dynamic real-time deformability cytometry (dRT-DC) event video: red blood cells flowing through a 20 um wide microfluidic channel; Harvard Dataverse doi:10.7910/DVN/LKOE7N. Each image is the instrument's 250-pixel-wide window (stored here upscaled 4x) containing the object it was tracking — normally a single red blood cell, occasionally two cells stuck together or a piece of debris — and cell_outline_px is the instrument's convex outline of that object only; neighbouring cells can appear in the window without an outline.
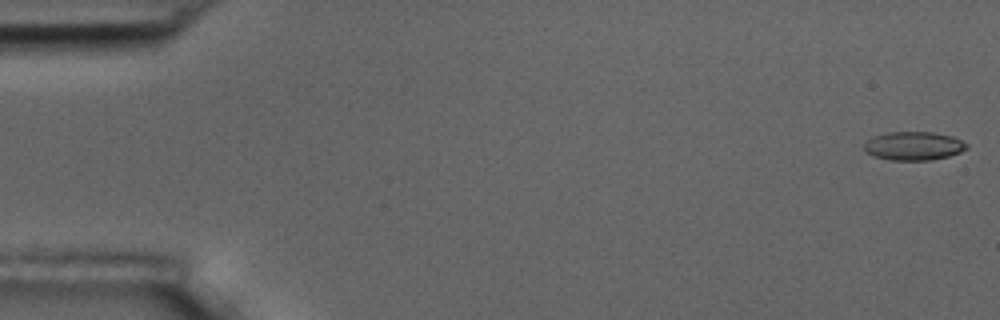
{"species": "common noctule bat (a hibernating species)", "species_latin": "Nyctalus noctula", "temperature_condition": "room temperature", "stored_images_in_passage": 5, "camera_frame_rate_fps": 3000, "um_per_image_px": 0.085, "animal": {"sex": "male", "body_mass_g": 17.5, "forearm_length_mm": 52.3}, "frame": {"image": 1, "passage_image": 1, "time_ms": 0.0, "image_size_px": [1000, 320], "cell_outline_px": [[968, 148], [960, 152], [948, 156], [932, 160], [888, 160], [872, 156], [864, 148], [864, 144], [872, 136], [888, 132], [932, 132], [952, 136], [968, 144]], "centroid_in_image_um": [77.65, 12.4], "position_along_channel_um": 7.3, "area_um2": 17.11}}
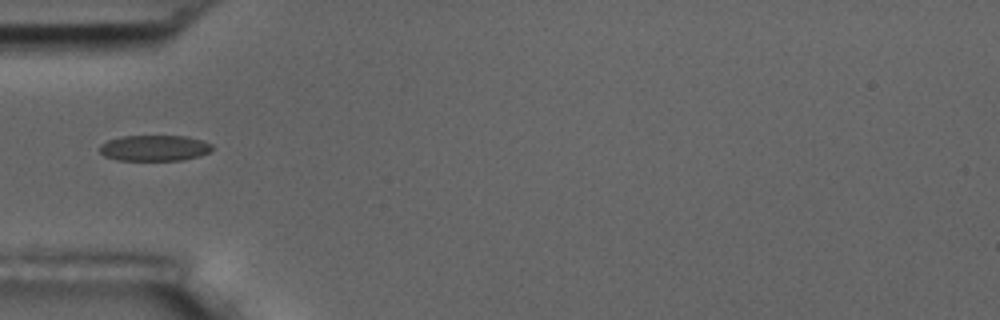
{"frame": {"image": 2, "passage_image": 5, "time_ms": 5.667, "image_size_px": [1000, 320], "cell_outline_px": [[212, 148], [208, 152], [200, 156], [184, 160], [116, 160], [104, 156], [100, 152], [100, 144], [108, 140], [120, 136], [184, 136], [200, 140], [212, 144]], "centroid_in_image_um": [13.09, 12.59], "position_along_channel_um": 71.9, "area_um2": 16.94}}